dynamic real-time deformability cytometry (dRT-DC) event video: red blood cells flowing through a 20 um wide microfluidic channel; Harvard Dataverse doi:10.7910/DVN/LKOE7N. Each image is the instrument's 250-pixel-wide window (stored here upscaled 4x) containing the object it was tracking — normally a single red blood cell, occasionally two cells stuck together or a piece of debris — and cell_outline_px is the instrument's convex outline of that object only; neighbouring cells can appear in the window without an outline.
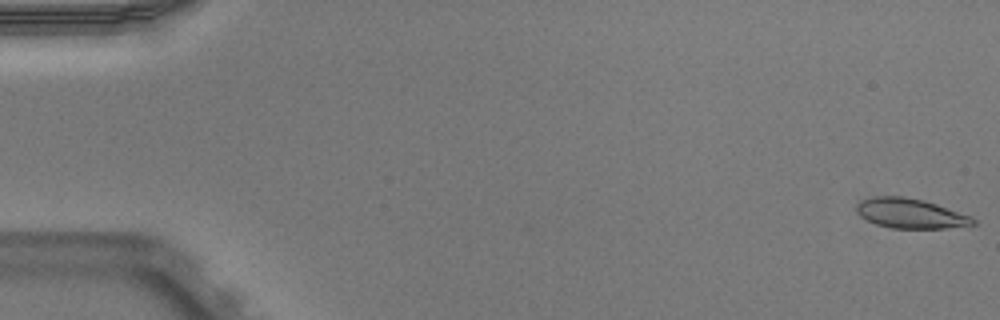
{"species": "Egyptian fruit bat (a non-hibernating species)", "species_latin": "Rousettus aegyptiacus", "temperature_condition": "warm", "stored_images_in_passage": 15, "camera_frame_rate_fps": 3000, "um_per_image_px": 0.085, "animal": {"sex": "male"}, "frame": {"image": 1, "passage_image": 1, "time_ms": 0.0, "image_size_px": [1000, 320], "cell_outline_px": [[976, 224], [944, 228], [892, 228], [876, 224], [860, 216], [856, 212], [856, 204], [864, 200], [876, 196], [904, 196], [924, 200], [972, 216], [976, 220]], "centroid_in_image_um": [77.39, 18.14], "position_along_channel_um": 7.6, "area_um2": 20.11}}
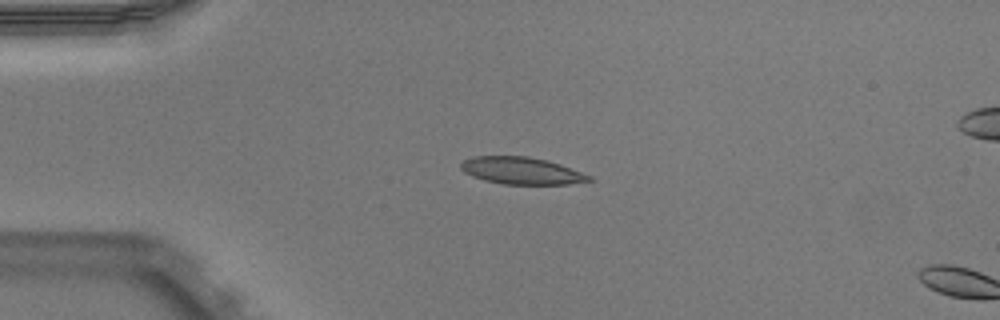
{"frame": {"image": 2, "passage_image": 13, "time_ms": 4.0, "image_size_px": [1000, 320], "cell_outline_px": [[596, 180], [568, 184], [504, 184], [484, 180], [472, 176], [464, 172], [460, 168], [460, 164], [464, 160], [472, 156], [528, 156], [548, 160], [560, 164], [592, 176]], "centroid_in_image_um": [44.34, 14.51], "position_along_channel_um": 40.7, "area_um2": 20.35}}